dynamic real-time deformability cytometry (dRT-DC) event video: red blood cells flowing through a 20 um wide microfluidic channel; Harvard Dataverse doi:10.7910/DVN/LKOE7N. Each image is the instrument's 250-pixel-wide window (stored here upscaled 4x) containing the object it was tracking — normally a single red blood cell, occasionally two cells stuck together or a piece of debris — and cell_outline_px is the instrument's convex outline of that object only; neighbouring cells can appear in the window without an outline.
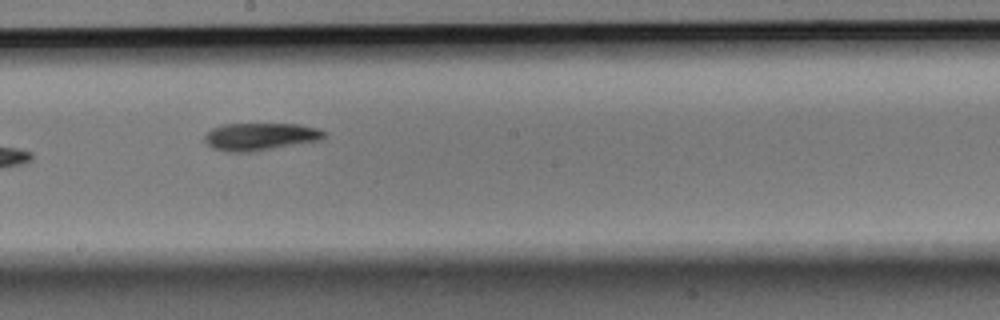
{"species": "Egyptian fruit bat (a non-hibernating species)", "species_latin": "Rousettus aegyptiacus", "temperature_condition": "room temperature", "stored_images_in_passage": 9, "camera_frame_rate_fps": 3000, "um_per_image_px": 0.085, "animal": {"sex": "male"}, "frame": {"image": 1, "passage_image": 9, "time_ms": 2.667, "image_size_px": [1000, 320], "cell_outline_px": [[328, 132], [324, 140], [252, 152], [228, 152], [212, 148], [204, 140], [204, 136], [212, 128], [220, 124], [300, 124], [320, 128]], "centroid_in_image_um": [22.19, 11.61], "position_along_channel_um": 226.0, "area_um2": 19.59}}